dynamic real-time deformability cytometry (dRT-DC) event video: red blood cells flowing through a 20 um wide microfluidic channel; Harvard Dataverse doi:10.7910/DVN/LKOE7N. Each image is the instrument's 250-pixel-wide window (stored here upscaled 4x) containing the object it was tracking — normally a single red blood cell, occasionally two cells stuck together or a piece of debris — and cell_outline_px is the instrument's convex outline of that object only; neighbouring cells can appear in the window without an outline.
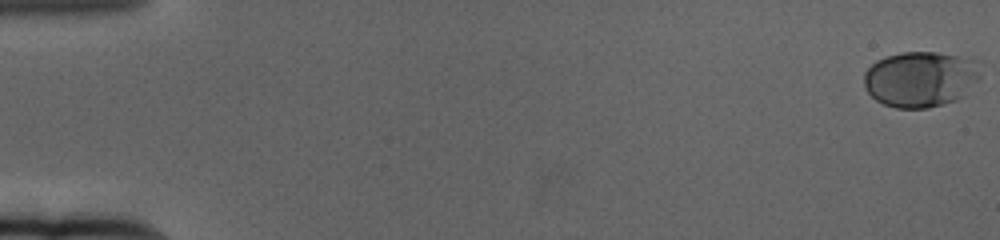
{"species": "human", "species_latin": "Homo sapiens", "temperature_condition": "cold", "stored_images_in_passage": 62, "camera_frame_rate_fps": 3000, "um_per_image_px": 0.085, "donor": {"sex": "female"}, "frame": {"image": 1, "passage_image": 1, "time_ms": 0.0, "image_size_px": [1000, 240], "cell_outline_px": [[980, 76], [964, 96], [956, 100], [944, 104], [928, 108], [896, 108], [884, 104], [876, 100], [868, 92], [864, 84], [864, 72], [876, 60], [888, 56], [904, 52], [936, 52], [980, 60]], "centroid_in_image_um": [78.27, 6.72], "position_along_channel_um": 6.7, "area_um2": 38.03}}
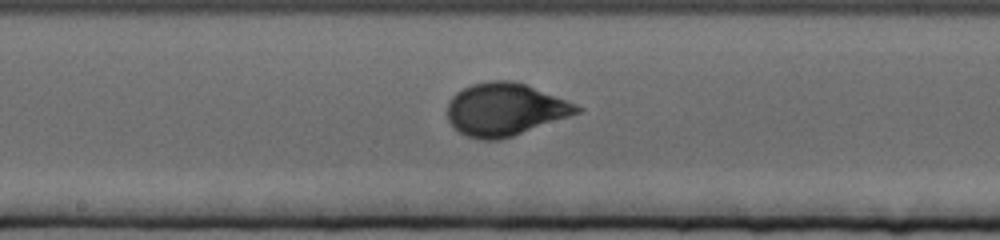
{"frame": {"image": 2, "passage_image": 34, "time_ms": 11.0, "image_size_px": [1000, 240], "cell_outline_px": [[584, 108], [580, 112], [512, 136], [500, 140], [480, 140], [468, 136], [460, 132], [448, 120], [448, 104], [452, 96], [456, 92], [472, 84], [492, 80], [512, 80], [524, 84], [576, 104]], "centroid_in_image_um": [42.9, 9.3], "position_along_channel_um": 205.3, "area_um2": 39.19}}
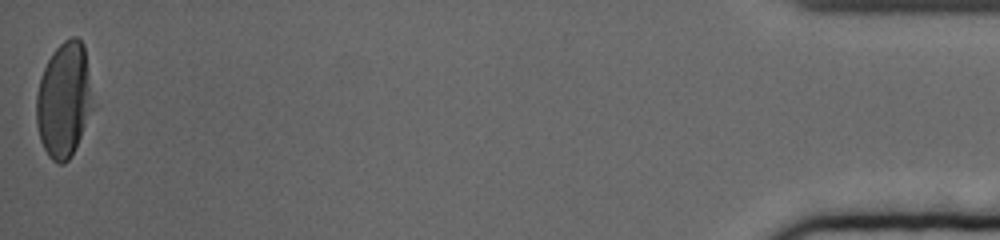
{"frame": {"image": 3, "passage_image": 62, "time_ms": 20.333, "image_size_px": [1000, 240], "cell_outline_px": [[92, 108], [80, 136], [68, 160], [64, 164], [60, 164], [52, 160], [48, 156], [40, 140], [36, 124], [36, 96], [40, 76], [52, 52], [64, 40], [72, 36], [76, 36], [84, 44], [92, 96]], "centroid_in_image_um": [5.4, 8.47], "position_along_channel_um": 429.8, "area_um2": 37.51}, "authors_computed_cell_mechanics": {"area_um2": 36.9631, "velocity_mm_per_s": 3.3378, "shape_relaxation_time_tau1_ms": 3.3538, "shape_relaxation_time_tau2_ms": null, "deformation_change_tau1": 0.1459, "deformation_change_tau2": null}}